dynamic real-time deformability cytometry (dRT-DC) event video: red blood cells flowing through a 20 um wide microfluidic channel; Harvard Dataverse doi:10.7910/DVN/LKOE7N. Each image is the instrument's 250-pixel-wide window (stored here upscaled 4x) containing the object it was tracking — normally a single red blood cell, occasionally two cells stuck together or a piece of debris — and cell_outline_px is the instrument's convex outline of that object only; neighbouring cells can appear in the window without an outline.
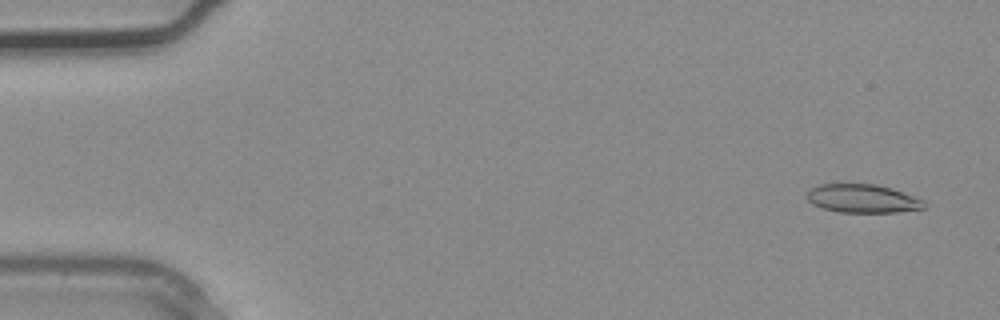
{"species": "common noctule bat (a hibernating species)", "species_latin": "Nyctalus noctula", "temperature_condition": "warm", "stored_images_in_passage": 5, "segment_of_instrument_passage": [2, 2], "camera_frame_rate_fps": 3000, "um_per_image_px": 0.085, "animal": {"sex": "male", "body_mass_g": 20.4}, "frame": {"image": 1, "passage_image": 5, "time_ms": 1.333, "image_size_px": [1000, 320], "cell_outline_px": [[924, 208], [896, 212], [840, 212], [824, 208], [812, 204], [808, 200], [808, 192], [812, 188], [820, 184], [876, 184], [892, 188], [924, 200]], "centroid_in_image_um": [73.33, 16.87], "position_along_channel_um": 11.7, "area_um2": 19.19}}